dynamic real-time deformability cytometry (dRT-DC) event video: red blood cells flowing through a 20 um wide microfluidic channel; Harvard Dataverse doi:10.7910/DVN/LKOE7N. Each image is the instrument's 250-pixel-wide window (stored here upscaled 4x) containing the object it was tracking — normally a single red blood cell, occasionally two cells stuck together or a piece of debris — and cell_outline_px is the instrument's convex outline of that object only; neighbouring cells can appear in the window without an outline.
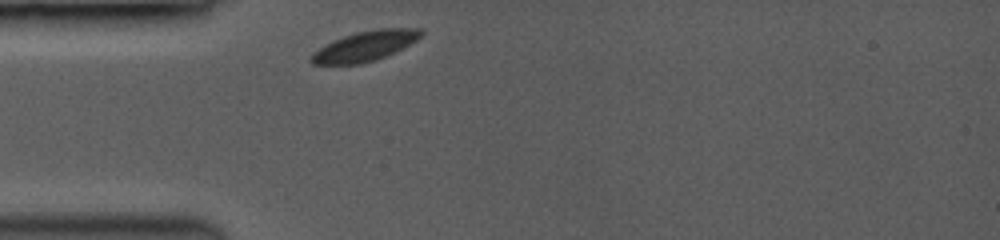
{"species": "common noctule bat (a hibernating species)", "species_latin": "Nyctalus noctula", "temperature_condition": "room temperature", "stored_images_in_passage": 34, "camera_frame_rate_fps": 3500, "um_per_image_px": 0.085, "animal": {"sex": "female", "body_mass_g": 19.0, "forearm_length_mm": 53.3}, "frame": {"image": 1, "passage_image": 1, "time_ms": 0.0, "image_size_px": [1000, 240], "cell_outline_px": [[424, 32], [416, 40], [384, 56], [360, 64], [312, 64], [308, 60], [312, 52], [324, 44], [332, 40], [356, 32], [376, 28], [420, 28]], "centroid_in_image_um": [30.95, 3.9], "position_along_channel_um": 54.1, "area_um2": 19.02}}
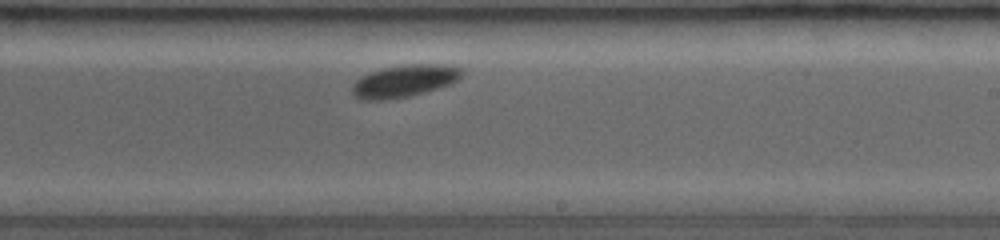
{"frame": {"image": 2, "passage_image": 20, "time_ms": 5.429, "image_size_px": [1000, 240], "cell_outline_px": [[464, 76], [448, 84], [424, 92], [404, 96], [380, 100], [376, 100], [356, 96], [352, 92], [352, 84], [360, 76], [384, 68], [408, 64], [440, 64], [460, 68], [464, 72]], "centroid_in_image_um": [34.39, 6.85], "position_along_channel_um": 254.6, "area_um2": 19.94}}
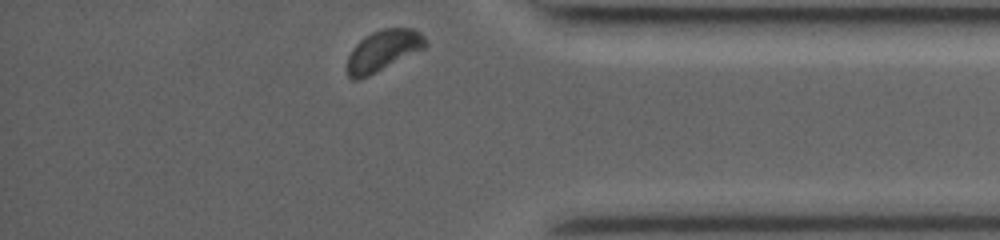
{"frame": {"image": 3, "passage_image": 34, "time_ms": 9.429, "image_size_px": [1000, 240], "cell_outline_px": [[428, 44], [424, 48], [368, 76], [356, 80], [352, 80], [348, 76], [348, 56], [356, 44], [360, 40], [372, 32], [384, 28], [412, 28], [420, 32], [424, 36]], "centroid_in_image_um": [32.57, 4.29], "position_along_channel_um": 402.6, "area_um2": 18.38}}